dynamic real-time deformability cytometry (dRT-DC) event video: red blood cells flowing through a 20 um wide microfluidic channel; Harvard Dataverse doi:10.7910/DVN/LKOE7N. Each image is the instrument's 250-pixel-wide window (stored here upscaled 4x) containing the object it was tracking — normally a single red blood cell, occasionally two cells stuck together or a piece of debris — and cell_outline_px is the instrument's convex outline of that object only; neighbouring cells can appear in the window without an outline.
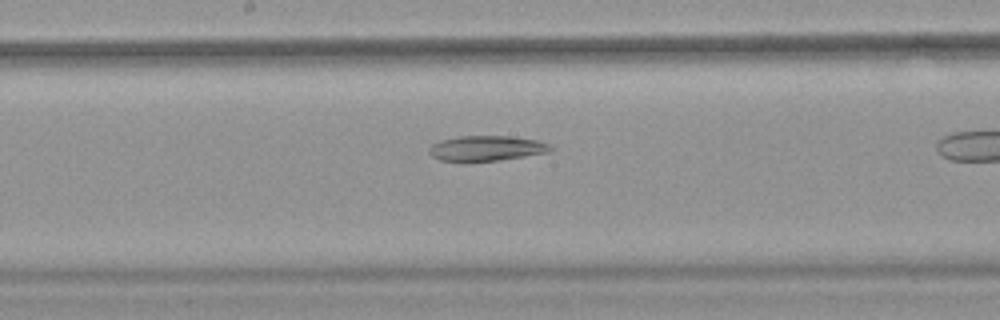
{"species": "common noctule bat (a hibernating species)", "species_latin": "Nyctalus noctula", "temperature_condition": "warm", "stored_images_in_passage": 36, "camera_frame_rate_fps": 3000, "um_per_image_px": 0.085, "animal": {"sex": "female", "body_mass_g": 18.4}, "frame": {"image": 1, "passage_image": 21, "time_ms": 6.667, "image_size_px": [1000, 320], "cell_outline_px": [[556, 148], [548, 152], [500, 160], [440, 160], [432, 156], [428, 152], [428, 148], [432, 144], [440, 140], [460, 136], [512, 136], [540, 140]], "centroid_in_image_um": [41.38, 12.58], "position_along_channel_um": 206.8, "area_um2": 17.69}}